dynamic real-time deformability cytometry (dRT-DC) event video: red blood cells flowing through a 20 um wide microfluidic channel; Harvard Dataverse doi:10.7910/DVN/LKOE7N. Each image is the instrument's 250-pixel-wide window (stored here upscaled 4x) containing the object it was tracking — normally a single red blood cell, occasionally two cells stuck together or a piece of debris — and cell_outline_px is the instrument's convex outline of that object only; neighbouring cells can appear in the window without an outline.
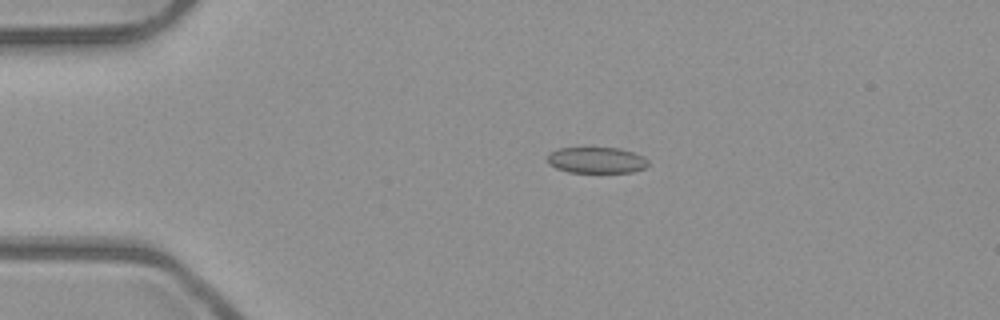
{"species": "common noctule bat (a hibernating species)", "species_latin": "Nyctalus noctula", "temperature_condition": "room temperature", "stored_images_in_passage": 43, "camera_frame_rate_fps": 3000, "um_per_image_px": 0.085, "animal": {"sex": "male", "body_mass_g": 23.1, "forearm_length_mm": 52.7}, "frame": {"image": 1, "passage_image": 2, "time_ms": 0.333, "image_size_px": [1000, 320], "cell_outline_px": [[648, 164], [644, 168], [632, 172], [568, 172], [556, 168], [548, 164], [548, 152], [560, 148], [620, 148], [644, 156], [648, 160]], "centroid_in_image_um": [50.69, 13.61], "position_along_channel_um": 34.3, "area_um2": 15.32}}
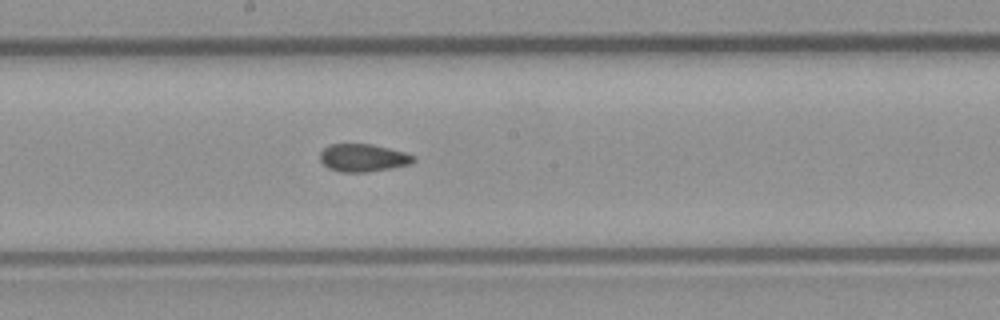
{"frame": {"image": 2, "passage_image": 19, "time_ms": 6.0, "image_size_px": [1000, 320], "cell_outline_px": [[416, 160], [412, 164], [392, 168], [368, 172], [340, 172], [328, 168], [320, 160], [320, 152], [328, 144], [372, 144], [404, 152], [416, 156]], "centroid_in_image_um": [30.88, 13.42], "position_along_channel_um": 217.3, "area_um2": 15.26}}
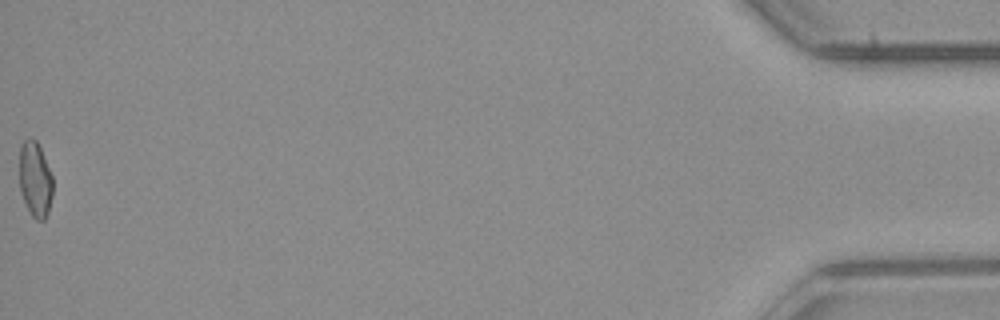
{"frame": {"image": 3, "passage_image": 43, "time_ms": 14.0, "image_size_px": [1000, 320], "cell_outline_px": [[52, 196], [48, 212], [44, 220], [36, 220], [32, 216], [20, 192], [20, 148], [24, 140], [28, 136], [36, 140], [40, 148], [52, 176]], "centroid_in_image_um": [2.98, 15.24], "position_along_channel_um": 432.2, "area_um2": 14.51}, "authors_computed_cell_mechanics": {"area_um2": 15.2014, "velocity_mm_per_s": 3.9965, "shape_relaxation_time_tau1_ms": null, "shape_relaxation_time_tau2_ms": 2.2452, "deformation_change_tau1": null, "deformation_change_tau2": 0.0728}}